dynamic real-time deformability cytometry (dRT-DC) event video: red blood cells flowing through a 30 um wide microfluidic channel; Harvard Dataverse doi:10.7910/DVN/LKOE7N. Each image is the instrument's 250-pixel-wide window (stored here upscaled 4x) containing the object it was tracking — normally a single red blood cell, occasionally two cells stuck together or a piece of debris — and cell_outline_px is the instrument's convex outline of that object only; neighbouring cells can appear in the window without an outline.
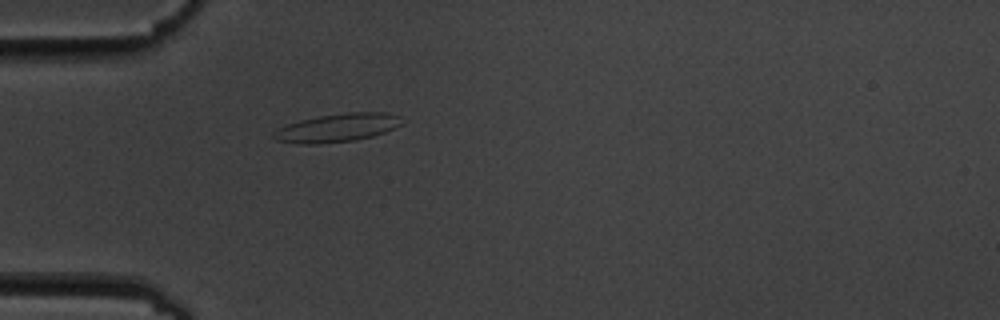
{"species": "common noctule bat (a hibernating species)", "species_latin": "Nyctalus noctula", "temperature_condition": "cold", "stored_images_in_passage": 5, "camera_frame_rate_fps": 3000, "um_per_image_px": 0.085, "animal": {"sex": "male", "body_mass_g": 19.5, "forearm_length_mm": 54.6}, "frame": {"image": 1, "passage_image": 5, "time_ms": 4.667, "image_size_px": [1000, 320], "cell_outline_px": [[404, 124], [384, 132], [372, 136], [356, 140], [316, 144], [296, 144], [276, 140], [272, 136], [272, 132], [288, 124], [300, 120], [320, 116], [348, 112], [384, 112], [400, 116]], "centroid_in_image_um": [28.68, 10.86], "position_along_channel_um": 56.3, "area_um2": 21.15}}